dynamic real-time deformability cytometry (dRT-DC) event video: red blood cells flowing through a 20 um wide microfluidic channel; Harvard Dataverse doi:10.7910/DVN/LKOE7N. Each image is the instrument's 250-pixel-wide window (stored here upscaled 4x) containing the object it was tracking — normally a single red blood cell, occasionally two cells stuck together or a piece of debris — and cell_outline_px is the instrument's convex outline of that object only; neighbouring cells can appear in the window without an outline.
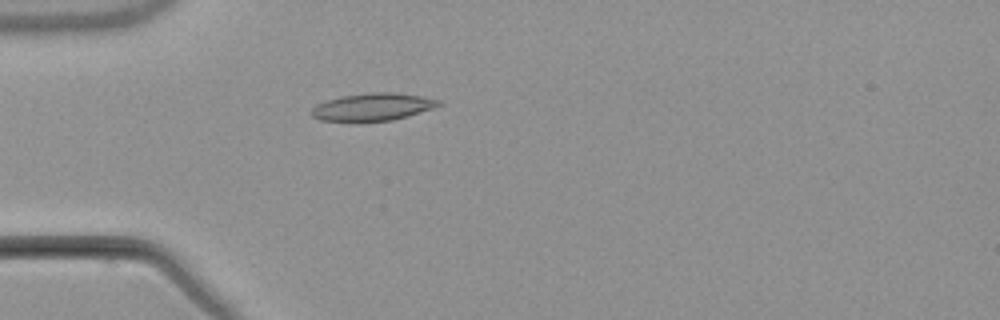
{"species": "common noctule bat (a hibernating species)", "species_latin": "Nyctalus noctula", "temperature_condition": "warm", "stored_images_in_passage": 4, "camera_frame_rate_fps": 3000, "um_per_image_px": 0.085, "animal": {"sex": "male", "body_mass_g": 21.5, "forearm_length_mm": 52.0}, "frame": {"image": 1, "passage_image": 4, "time_ms": 3.667, "image_size_px": [1000, 320], "cell_outline_px": [[440, 104], [432, 108], [392, 120], [356, 124], [320, 120], [312, 116], [312, 108], [316, 104], [328, 100], [344, 96], [372, 92], [396, 92], [420, 96], [440, 100]], "centroid_in_image_um": [31.6, 9.13], "position_along_channel_um": 53.4, "area_um2": 20.69}}